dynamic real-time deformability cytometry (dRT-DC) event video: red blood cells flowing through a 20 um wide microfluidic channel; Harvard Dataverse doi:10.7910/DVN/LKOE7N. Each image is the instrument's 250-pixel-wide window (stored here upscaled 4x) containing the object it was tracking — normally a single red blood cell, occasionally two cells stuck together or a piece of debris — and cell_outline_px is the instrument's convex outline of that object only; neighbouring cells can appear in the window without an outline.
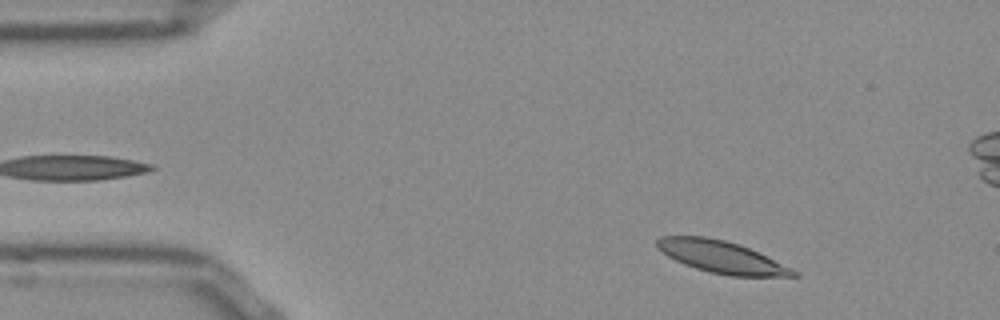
{"species": "Egyptian fruit bat (a non-hibernating species)", "species_latin": "Rousettus aegyptiacus", "temperature_condition": "room temperature", "stored_images_in_passage": 51, "camera_frame_rate_fps": 3000, "um_per_image_px": 0.085, "frame": {"image": 1, "passage_image": 4, "time_ms": 1.0, "image_size_px": [1000, 320], "cell_outline_px": [[800, 276], [728, 276], [708, 272], [684, 264], [668, 256], [656, 248], [656, 240], [664, 236], [704, 236], [724, 240], [748, 248], [792, 268], [800, 272]], "centroid_in_image_um": [61.32, 21.85], "position_along_channel_um": 23.7, "area_um2": 25.26}}
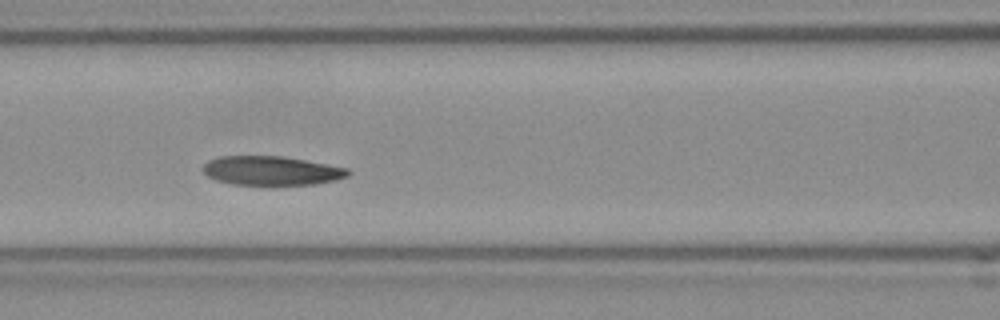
{"frame": {"image": 2, "passage_image": 19, "time_ms": 6.0, "image_size_px": [1000, 320], "cell_outline_px": [[352, 172], [348, 176], [336, 180], [316, 184], [272, 188], [232, 184], [216, 180], [208, 176], [204, 172], [204, 164], [208, 160], [220, 156], [284, 156], [348, 168]], "centroid_in_image_um": [23.11, 14.56], "position_along_channel_um": 143.5, "area_um2": 25.66}}
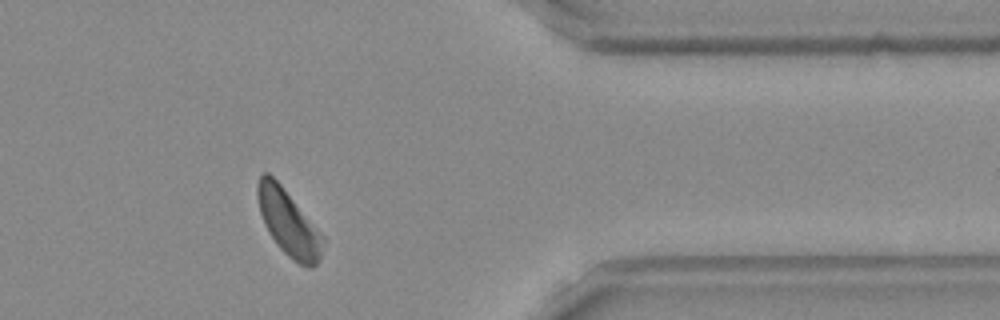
{"frame": {"image": 3, "passage_image": 40, "time_ms": 13.0, "image_size_px": [1000, 320], "cell_outline_px": [[324, 240], [320, 256], [316, 264], [312, 268], [308, 268], [292, 260], [280, 248], [268, 232], [264, 224], [260, 212], [256, 196], [256, 184], [260, 172], [268, 172], [280, 184], [324, 236]], "centroid_in_image_um": [24.48, 18.92], "position_along_channel_um": 386.9, "area_um2": 24.97}, "authors_computed_cell_mechanics": {"area_um2": 25.3742, "velocity_mm_per_s": 3.7735, "shape_relaxation_time_tau1_ms": 4.53, "shape_relaxation_time_tau2_ms": 4.4804, "deformation_change_tau1": 0.1287, "deformation_change_tau2": 0.1201}}